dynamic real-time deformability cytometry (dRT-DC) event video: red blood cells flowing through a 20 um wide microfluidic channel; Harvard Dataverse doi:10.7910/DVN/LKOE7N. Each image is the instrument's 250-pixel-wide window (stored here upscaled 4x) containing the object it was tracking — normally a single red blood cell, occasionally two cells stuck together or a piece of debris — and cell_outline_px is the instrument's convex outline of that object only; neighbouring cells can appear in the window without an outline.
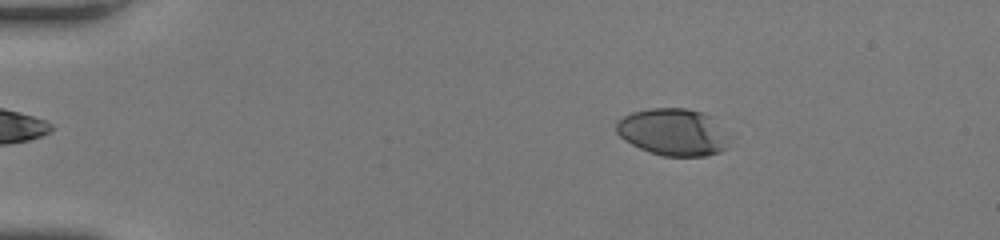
{"species": "human", "species_latin": "Homo sapiens", "temperature_condition": "room temperature", "stored_images_in_passage": 53, "camera_frame_rate_fps": 3000, "um_per_image_px": 0.085, "donor": {"sex": "female"}, "frame": {"image": 1, "passage_image": 10, "time_ms": 3.0, "image_size_px": [1000, 240], "cell_outline_px": [[728, 148], [720, 152], [704, 156], [660, 156], [648, 152], [624, 140], [616, 132], [616, 120], [632, 112], [652, 108], [688, 108], [700, 112], [708, 116]], "centroid_in_image_um": [57.05, 11.24], "position_along_channel_um": 28.0, "area_um2": 30.0}}
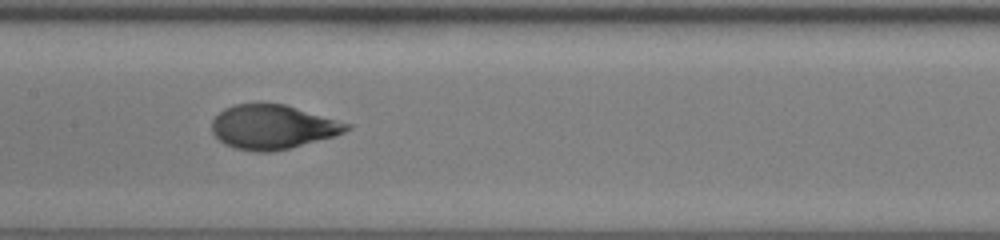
{"frame": {"image": 2, "passage_image": 28, "time_ms": 9.0, "image_size_px": [1000, 240], "cell_outline_px": [[352, 128], [336, 136], [288, 148], [268, 152], [260, 152], [236, 148], [224, 144], [212, 132], [212, 120], [224, 108], [232, 104], [284, 104], [352, 124]], "centroid_in_image_um": [23.19, 10.79], "position_along_channel_um": 184.2, "area_um2": 34.51}}
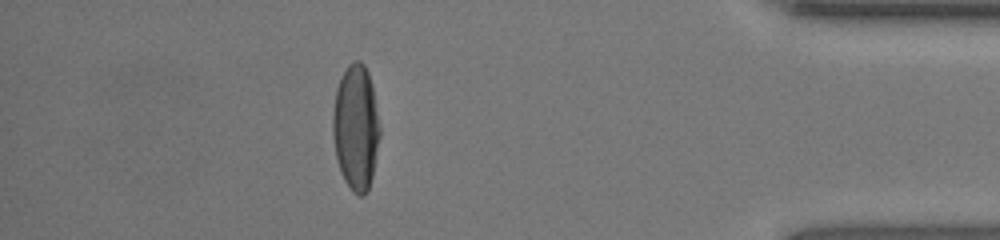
{"frame": {"image": 3, "passage_image": 47, "time_ms": 15.333, "image_size_px": [1000, 240], "cell_outline_px": [[380, 136], [372, 176], [368, 192], [364, 196], [360, 196], [352, 192], [344, 180], [340, 172], [336, 156], [332, 132], [332, 116], [336, 88], [348, 64], [352, 60], [360, 60], [364, 64], [368, 72], [372, 84], [380, 128]], "centroid_in_image_um": [30.25, 10.84], "position_along_channel_um": 405.0, "area_um2": 34.62}, "authors_computed_cell_mechanics": {"area_um2": 34.1598, "velocity_mm_per_s": 4.1007, "shape_relaxation_time_tau1_ms": 4.8752, "shape_relaxation_time_tau2_ms": null, "deformation_change_tau1": 0.2083, "deformation_change_tau2": null}}